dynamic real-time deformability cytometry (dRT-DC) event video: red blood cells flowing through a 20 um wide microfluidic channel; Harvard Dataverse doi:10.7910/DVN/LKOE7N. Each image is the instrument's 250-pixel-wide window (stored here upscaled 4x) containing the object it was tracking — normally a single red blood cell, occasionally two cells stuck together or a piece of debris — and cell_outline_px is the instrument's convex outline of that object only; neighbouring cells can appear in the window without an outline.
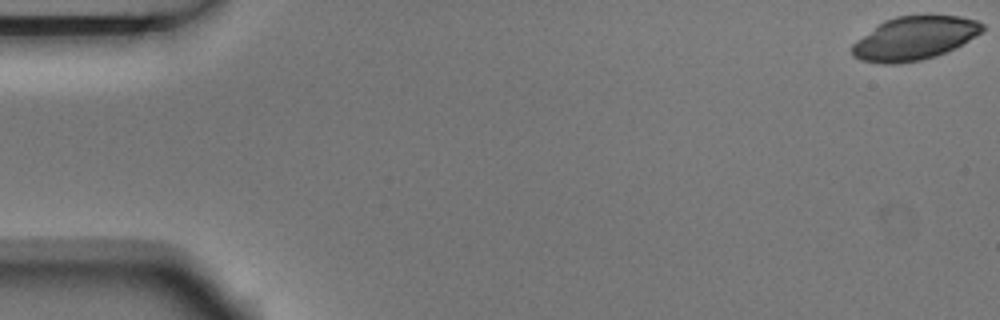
{"species": "Egyptian fruit bat (a non-hibernating species)", "species_latin": "Rousettus aegyptiacus", "temperature_condition": "room temperature", "stored_images_in_passage": 5, "camera_frame_rate_fps": 3000, "um_per_image_px": 0.085, "animal": {"sex": "male"}, "frame": {"image": 1, "passage_image": 1, "time_ms": 0.0, "image_size_px": [1000, 320], "cell_outline_px": [[984, 28], [980, 32], [968, 40], [936, 56], [920, 60], [900, 64], [880, 64], [860, 60], [852, 56], [852, 44], [856, 40], [884, 20], [896, 16], [960, 16], [976, 20], [984, 24]], "centroid_in_image_um": [77.67, 3.26], "position_along_channel_um": 7.3, "area_um2": 32.71}}